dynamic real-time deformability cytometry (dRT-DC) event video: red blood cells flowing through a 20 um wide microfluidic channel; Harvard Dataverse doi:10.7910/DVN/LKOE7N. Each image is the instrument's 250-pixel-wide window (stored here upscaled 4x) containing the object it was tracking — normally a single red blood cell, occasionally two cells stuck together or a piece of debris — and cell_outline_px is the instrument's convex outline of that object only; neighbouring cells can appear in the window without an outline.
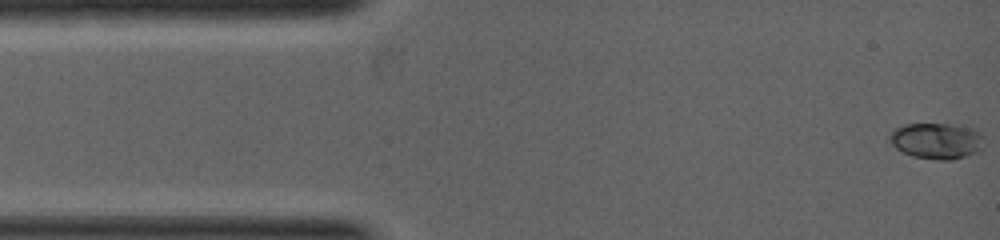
{"species": "common noctule bat (a hibernating species)", "species_latin": "Nyctalus noctula", "temperature_condition": "warm", "stored_images_in_passage": 7, "camera_frame_rate_fps": 5000, "um_per_image_px": 0.085, "animal": {"sex": "female", "body_mass_g": 19.0, "forearm_length_mm": 53.3}, "frame": {"image": 1, "passage_image": 1, "time_ms": 0.0, "image_size_px": [1000, 240], "cell_outline_px": [[980, 148], [976, 152], [952, 160], [936, 160], [912, 156], [896, 148], [888, 140], [888, 136], [896, 128], [904, 124], [948, 124], [972, 128], [980, 136]], "centroid_in_image_um": [79.52, 11.98], "position_along_channel_um": 5.5, "area_um2": 19.36}}
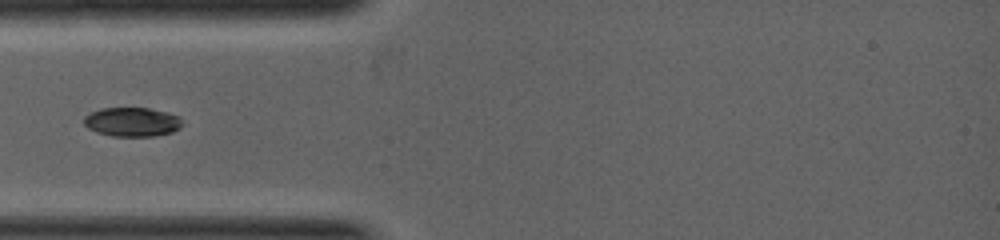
{"frame": {"image": 2, "passage_image": 5, "time_ms": 2.0, "image_size_px": [1000, 240], "cell_outline_px": [[184, 124], [180, 128], [172, 132], [156, 136], [112, 136], [96, 132], [88, 128], [84, 124], [84, 116], [100, 108], [148, 108], [168, 112], [180, 116]], "centroid_in_image_um": [11.26, 10.36], "position_along_channel_um": 73.7, "area_um2": 16.88}}
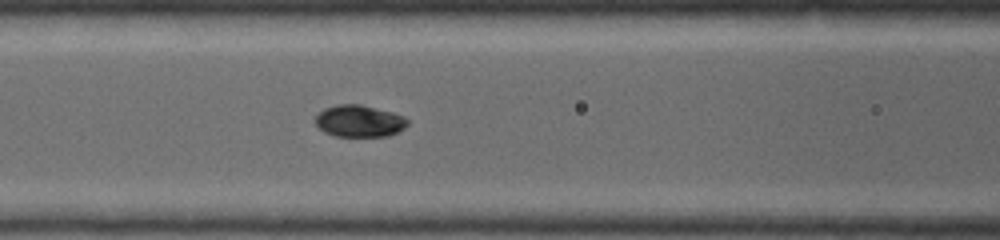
{"frame": {"image": 3, "passage_image": 7, "time_ms": 2.8, "image_size_px": [1000, 240], "cell_outline_px": [[408, 124], [404, 128], [388, 136], [336, 136], [324, 132], [316, 124], [316, 116], [324, 108], [336, 104], [360, 104], [392, 112], [404, 116], [408, 120]], "centroid_in_image_um": [30.54, 10.28], "position_along_channel_um": 136.1, "area_um2": 17.05}}